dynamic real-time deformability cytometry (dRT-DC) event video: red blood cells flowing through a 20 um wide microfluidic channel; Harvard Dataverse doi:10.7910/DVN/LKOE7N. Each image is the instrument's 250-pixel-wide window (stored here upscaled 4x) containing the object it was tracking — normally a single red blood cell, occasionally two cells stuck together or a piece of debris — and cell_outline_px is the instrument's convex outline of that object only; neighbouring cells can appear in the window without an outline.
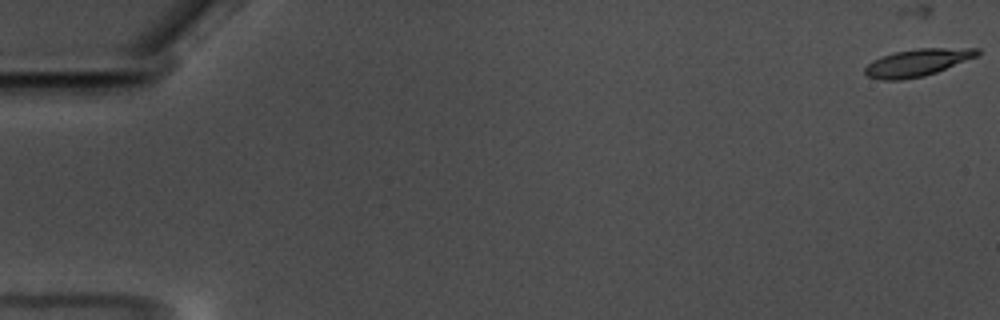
{"species": "common noctule bat (a hibernating species)", "species_latin": "Nyctalus noctula", "temperature_condition": "warm", "stored_images_in_passage": 13, "camera_frame_rate_fps": 3000, "um_per_image_px": 0.085, "animal": {"sex": "male", "body_mass_g": 17.5, "forearm_length_mm": 52.3}, "frame": {"image": 1, "passage_image": 1, "time_ms": 0.0, "image_size_px": [1000, 320], "cell_outline_px": [[980, 56], [936, 72], [924, 76], [900, 80], [880, 80], [868, 76], [864, 72], [864, 68], [872, 60], [880, 56], [892, 52], [916, 48], [980, 48]], "centroid_in_image_um": [77.99, 5.31], "position_along_channel_um": 7.0, "area_um2": 18.15}}